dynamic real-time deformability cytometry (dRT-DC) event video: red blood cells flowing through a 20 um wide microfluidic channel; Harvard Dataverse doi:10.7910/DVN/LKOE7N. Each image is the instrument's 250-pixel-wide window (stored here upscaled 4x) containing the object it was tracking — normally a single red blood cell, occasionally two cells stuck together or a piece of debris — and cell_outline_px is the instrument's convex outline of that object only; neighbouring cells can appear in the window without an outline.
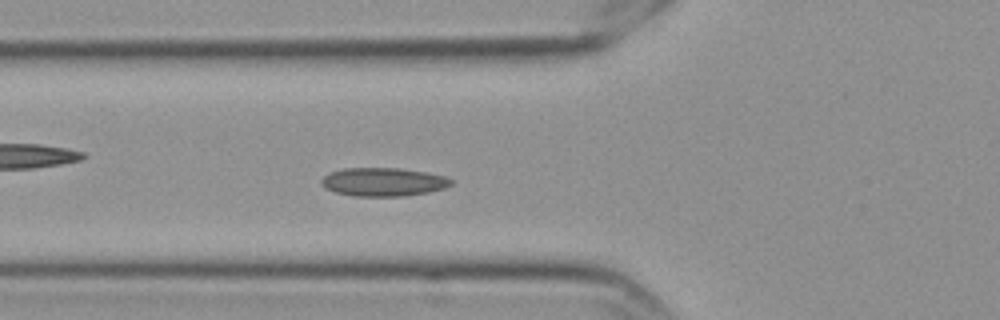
{"species": "Egyptian fruit bat (a non-hibernating species)", "species_latin": "Rousettus aegyptiacus", "temperature_condition": "cold", "stored_images_in_passage": 49, "camera_frame_rate_fps": 3000, "um_per_image_px": 0.085, "frame": {"image": 1, "passage_image": 13, "time_ms": 4.0, "image_size_px": [1000, 320], "cell_outline_px": [[452, 184], [444, 188], [428, 192], [404, 196], [352, 196], [336, 192], [324, 188], [320, 184], [320, 180], [328, 172], [344, 168], [400, 168], [424, 172], [444, 176], [452, 180]], "centroid_in_image_um": [32.52, 15.46], "position_along_channel_um": 93.3, "area_um2": 21.56}}
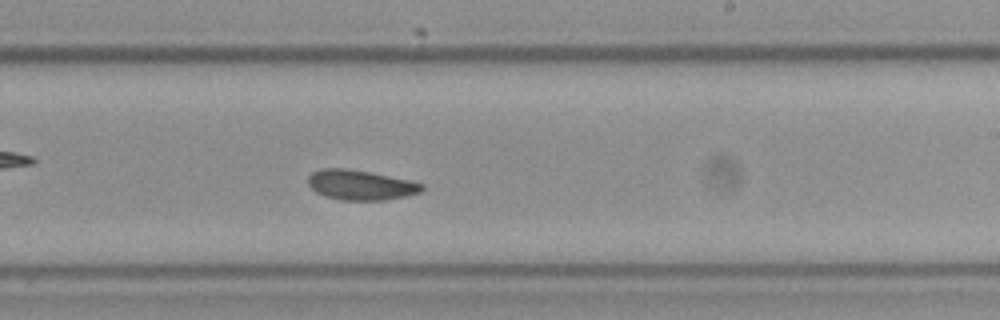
{"frame": {"image": 2, "passage_image": 27, "time_ms": 8.667, "image_size_px": [1000, 320], "cell_outline_px": [[424, 188], [420, 192], [404, 196], [384, 200], [340, 200], [324, 196], [316, 192], [308, 184], [308, 176], [312, 172], [320, 168], [348, 168], [408, 180], [424, 184]], "centroid_in_image_um": [30.6, 15.72], "position_along_channel_um": 258.4, "area_um2": 19.77}}
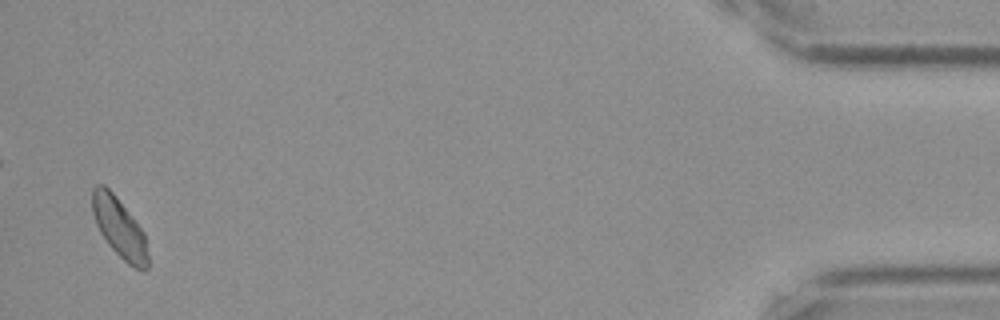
{"frame": {"image": 3, "passage_image": 48, "time_ms": 15.667, "image_size_px": [1000, 320], "cell_outline_px": [[148, 268], [144, 272], [132, 268], [108, 244], [100, 232], [96, 224], [92, 212], [92, 188], [96, 184], [104, 184], [112, 192], [144, 232], [148, 256]], "centroid_in_image_um": [10.14, 19.39], "position_along_channel_um": 425.1, "area_um2": 19.31}, "authors_computed_cell_mechanics": {"area_um2": 19.9988, "velocity_mm_per_s": 3.5262, "shape_relaxation_time_tau1_ms": null, "shape_relaxation_time_tau2_ms": 5.3697, "deformation_change_tau1": null, "deformation_change_tau2": 0.0735}}